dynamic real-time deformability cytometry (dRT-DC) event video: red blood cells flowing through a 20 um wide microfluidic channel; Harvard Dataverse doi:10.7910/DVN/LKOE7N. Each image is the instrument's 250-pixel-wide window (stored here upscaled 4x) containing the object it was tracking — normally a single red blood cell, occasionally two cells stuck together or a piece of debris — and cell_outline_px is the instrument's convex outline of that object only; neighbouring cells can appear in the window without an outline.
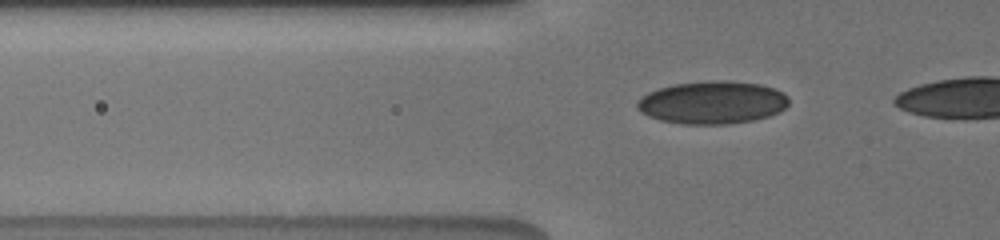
{"species": "human", "species_latin": "Homo sapiens", "temperature_condition": "cold", "stored_images_in_passage": 23, "camera_frame_rate_fps": 3000, "um_per_image_px": 0.085, "donor": {"sex": "male"}, "frame": {"image": 1, "passage_image": 3, "time_ms": 0.667, "image_size_px": [1000, 240], "cell_outline_px": [[788, 104], [780, 112], [768, 116], [752, 120], [728, 124], [684, 124], [660, 120], [648, 116], [640, 112], [636, 108], [636, 104], [648, 92], [672, 84], [712, 80], [728, 80], [760, 84], [776, 88], [784, 92], [788, 96]], "centroid_in_image_um": [60.57, 8.7], "position_along_channel_um": 65.2, "area_um2": 37.97}}
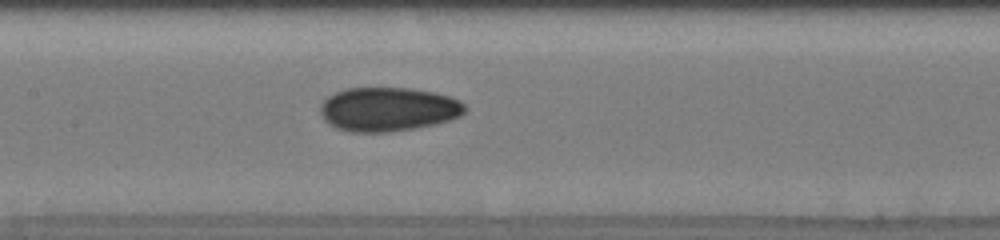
{"frame": {"image": 2, "passage_image": 12, "time_ms": 3.667, "image_size_px": [1000, 240], "cell_outline_px": [[464, 112], [460, 116], [448, 120], [432, 124], [412, 128], [388, 132], [352, 132], [336, 128], [328, 124], [324, 120], [320, 112], [320, 104], [328, 96], [344, 88], [408, 88], [436, 92], [452, 96], [460, 100], [464, 104]], "centroid_in_image_um": [32.96, 9.27], "position_along_channel_um": 174.4, "area_um2": 37.11}}
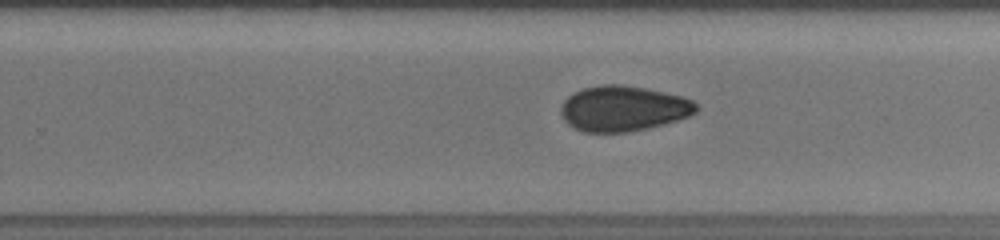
{"frame": {"image": 3, "passage_image": 20, "time_ms": 6.333, "image_size_px": [1000, 240], "cell_outline_px": [[696, 112], [688, 116], [664, 124], [648, 128], [628, 132], [584, 132], [572, 128], [564, 120], [560, 112], [560, 108], [564, 100], [568, 96], [584, 88], [600, 84], [620, 84], [644, 88], [664, 92], [680, 96], [692, 100], [696, 104]], "centroid_in_image_um": [52.94, 9.23], "position_along_channel_um": 276.9, "area_um2": 35.72}}